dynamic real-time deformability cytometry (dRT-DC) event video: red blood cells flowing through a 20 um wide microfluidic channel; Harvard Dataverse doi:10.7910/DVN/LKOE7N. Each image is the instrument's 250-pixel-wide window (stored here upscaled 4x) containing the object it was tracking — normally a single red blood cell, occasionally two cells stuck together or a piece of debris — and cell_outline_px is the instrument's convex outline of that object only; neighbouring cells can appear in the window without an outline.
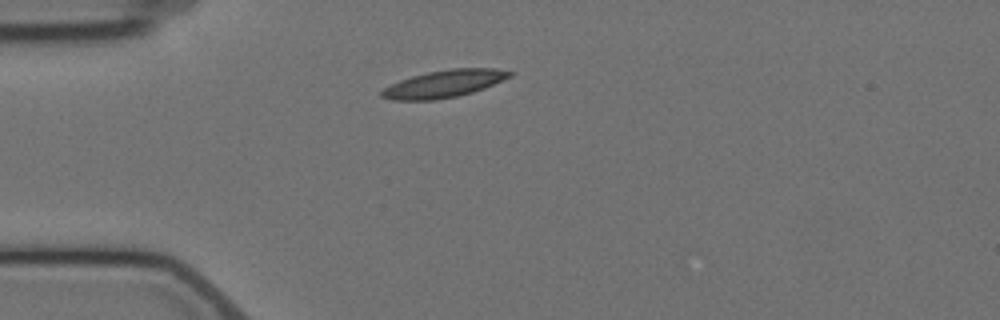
{"species": "Egyptian fruit bat (a non-hibernating species)", "species_latin": "Rousettus aegyptiacus", "temperature_condition": "cold", "stored_images_in_passage": 7, "camera_frame_rate_fps": 3000, "um_per_image_px": 0.085, "animal": {"sex": "female"}, "frame": {"image": 1, "passage_image": 1, "time_ms": 0.0, "image_size_px": [1000, 320], "cell_outline_px": [[516, 72], [512, 76], [484, 88], [472, 92], [456, 96], [432, 100], [392, 100], [380, 96], [380, 92], [384, 88], [400, 80], [412, 76], [428, 72], [452, 68], [496, 68]], "centroid_in_image_um": [37.77, 7.11], "position_along_channel_um": 47.2, "area_um2": 20.29}}
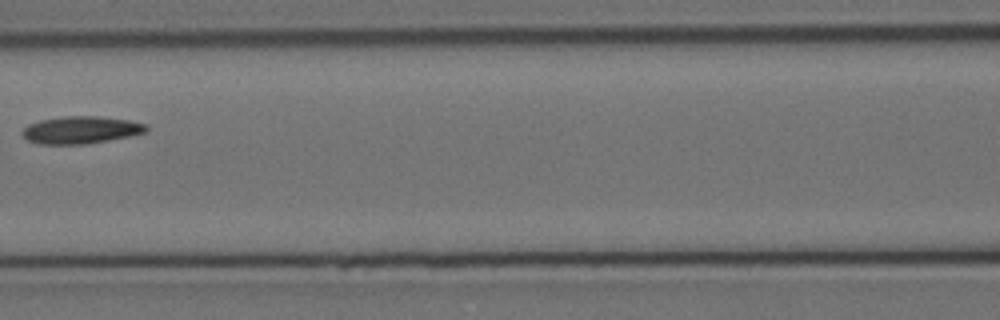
{"frame": {"image": 2, "passage_image": 4, "time_ms": 3.667, "image_size_px": [1000, 320], "cell_outline_px": [[148, 128], [144, 132], [128, 136], [108, 140], [84, 144], [36, 144], [28, 140], [20, 132], [28, 124], [40, 120], [64, 116], [96, 116], [128, 120], [148, 124]], "centroid_in_image_um": [6.84, 11.04], "position_along_channel_um": 159.8, "area_um2": 19.65}}
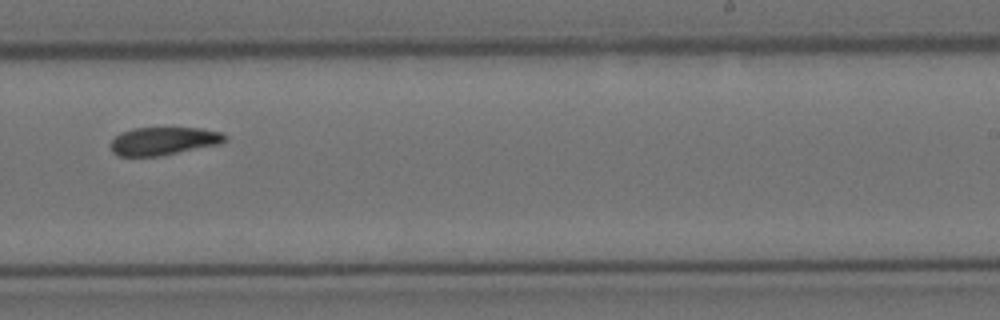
{"frame": {"image": 3, "passage_image": 7, "time_ms": 7.0, "image_size_px": [1000, 320], "cell_outline_px": [[224, 140], [220, 144], [160, 156], [116, 156], [112, 152], [112, 140], [120, 132], [132, 128], [200, 128], [220, 132], [224, 136]], "centroid_in_image_um": [13.86, 11.99], "position_along_channel_um": 275.1, "area_um2": 18.5}}